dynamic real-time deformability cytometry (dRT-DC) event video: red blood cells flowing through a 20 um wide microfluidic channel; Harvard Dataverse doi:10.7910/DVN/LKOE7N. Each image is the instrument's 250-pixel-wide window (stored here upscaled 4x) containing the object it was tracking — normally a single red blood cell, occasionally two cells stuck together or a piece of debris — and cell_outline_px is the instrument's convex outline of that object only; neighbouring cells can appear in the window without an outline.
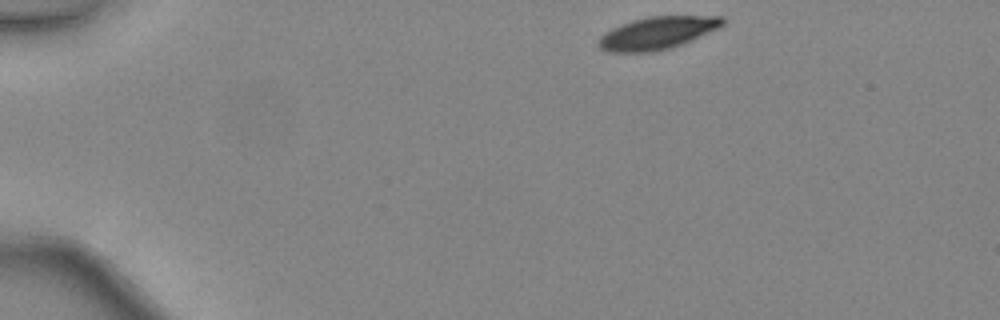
{"species": "common noctule bat (a hibernating species)", "species_latin": "Nyctalus noctula", "temperature_condition": "warm", "stored_images_in_passage": 40, "camera_frame_rate_fps": 3000, "um_per_image_px": 0.085, "animal": {"sex": "female", "body_mass_g": 24.6, "forearm_length_mm": 56.2}, "frame": {"image": 1, "passage_image": 1, "time_ms": 0.0, "image_size_px": [1000, 320], "cell_outline_px": [[724, 24], [716, 28], [680, 44], [668, 48], [652, 52], [608, 52], [600, 48], [596, 44], [600, 36], [604, 32], [612, 28], [648, 16], [724, 16]], "centroid_in_image_um": [55.8, 2.81], "position_along_channel_um": 29.2, "area_um2": 23.0}}
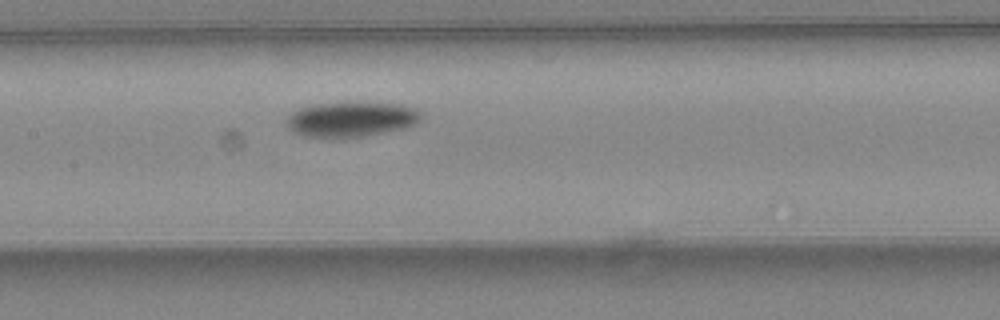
{"frame": {"image": 2, "passage_image": 17, "time_ms": 5.333, "image_size_px": [1000, 320], "cell_outline_px": [[420, 120], [416, 124], [404, 128], [364, 136], [332, 140], [304, 136], [292, 132], [288, 128], [284, 120], [292, 112], [300, 108], [316, 104], [404, 104], [416, 108], [420, 112]], "centroid_in_image_um": [29.79, 10.19], "position_along_channel_um": 177.6, "area_um2": 27.57}}
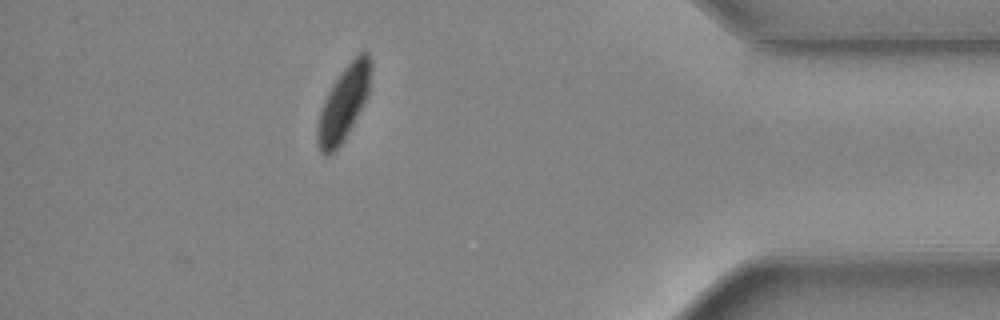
{"frame": {"image": 3, "passage_image": 35, "time_ms": 11.333, "image_size_px": [1000, 320], "cell_outline_px": [[372, 68], [368, 96], [344, 140], [328, 156], [324, 156], [320, 152], [316, 140], [316, 128], [320, 112], [324, 100], [332, 84], [340, 72], [360, 52], [368, 52], [372, 60]], "centroid_in_image_um": [29.21, 8.78], "position_along_channel_um": 406.0, "area_um2": 23.18}, "authors_computed_cell_mechanics": {"area_um2": 25.8655, "velocity_mm_per_s": 4.4265, "shape_relaxation_time_tau1_ms": 3.3504, "shape_relaxation_time_tau2_ms": null, "deformation_change_tau1": 0.1159, "deformation_change_tau2": null}}